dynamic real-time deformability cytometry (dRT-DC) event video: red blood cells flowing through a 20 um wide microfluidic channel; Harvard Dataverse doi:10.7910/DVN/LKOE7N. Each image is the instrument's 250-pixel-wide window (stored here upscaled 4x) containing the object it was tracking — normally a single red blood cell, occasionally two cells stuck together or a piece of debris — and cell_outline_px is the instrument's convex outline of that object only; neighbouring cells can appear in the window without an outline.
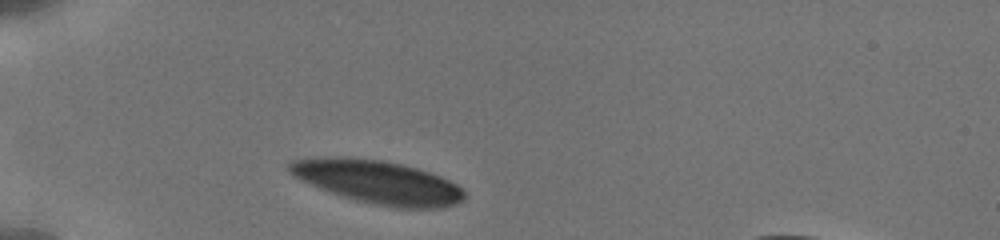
{"species": "human", "species_latin": "Homo sapiens", "temperature_condition": "cold", "stored_images_in_passage": 8, "camera_frame_rate_fps": 3000, "um_per_image_px": 0.085, "donor": {"sex": "male"}, "frame": {"image": 1, "passage_image": 1, "time_ms": 0.0, "image_size_px": [1000, 240], "cell_outline_px": [[464, 200], [456, 204], [444, 208], [396, 208], [372, 204], [356, 200], [320, 188], [288, 172], [288, 164], [292, 160], [324, 156], [340, 156], [380, 160], [400, 164], [416, 168], [440, 176], [456, 184], [464, 192]], "centroid_in_image_um": [32.13, 15.47], "position_along_channel_um": 52.9, "area_um2": 43.81}}
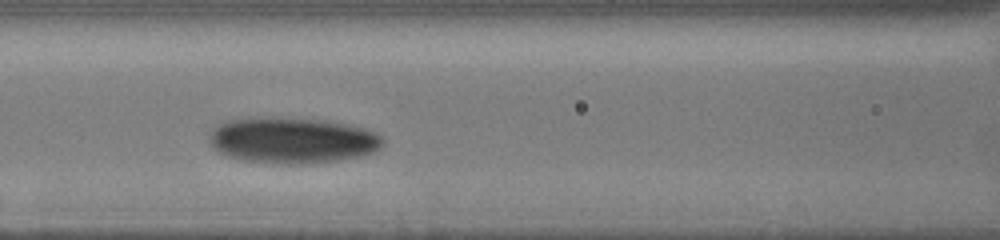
{"frame": {"image": 2, "passage_image": 5, "time_ms": 3.0, "image_size_px": [1000, 240], "cell_outline_px": [[384, 144], [380, 148], [372, 152], [360, 156], [340, 160], [312, 164], [280, 164], [240, 160], [224, 156], [216, 152], [212, 148], [208, 140], [208, 136], [212, 128], [216, 124], [228, 120], [320, 120], [344, 124], [360, 128], [372, 132], [380, 136], [384, 140]], "centroid_in_image_um": [24.78, 12.0], "position_along_channel_um": 141.8, "area_um2": 45.72}}
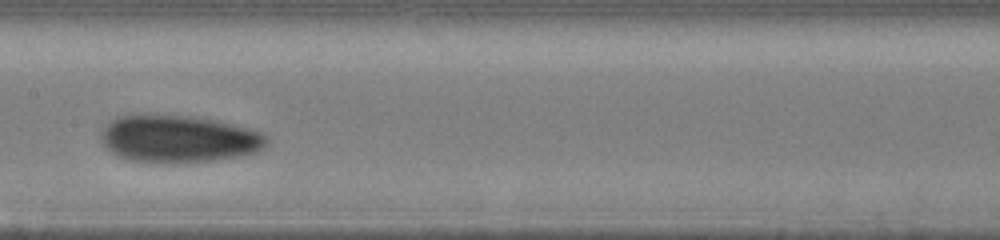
{"frame": {"image": 3, "passage_image": 7, "time_ms": 4.333, "image_size_px": [1000, 240], "cell_outline_px": [[268, 144], [256, 152], [240, 156], [216, 160], [168, 164], [132, 160], [116, 156], [100, 140], [100, 132], [116, 116], [144, 112], [188, 116], [216, 120], [248, 128], [260, 132], [268, 140]], "centroid_in_image_um": [15.13, 11.78], "position_along_channel_um": 192.3, "area_um2": 46.41}}